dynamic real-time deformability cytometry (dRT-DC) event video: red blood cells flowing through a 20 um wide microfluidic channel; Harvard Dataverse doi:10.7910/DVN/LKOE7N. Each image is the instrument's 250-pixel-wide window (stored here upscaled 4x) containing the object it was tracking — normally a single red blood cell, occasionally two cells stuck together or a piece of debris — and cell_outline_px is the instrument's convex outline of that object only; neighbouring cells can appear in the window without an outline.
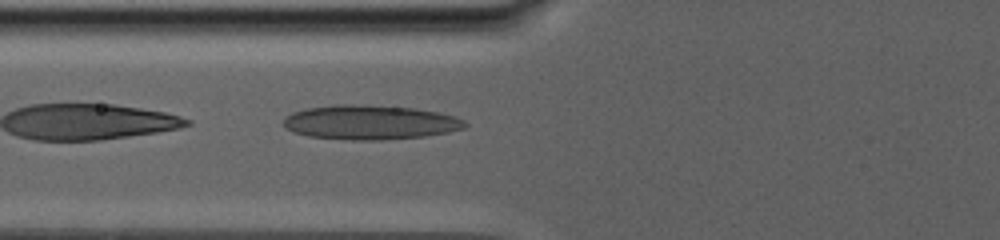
{"species": "human", "species_latin": "Homo sapiens", "temperature_condition": "warm", "stored_images_in_passage": 51, "camera_frame_rate_fps": 3000, "um_per_image_px": 0.085, "donor": {"sex": "male"}, "frame": {"image": 1, "passage_image": 5, "time_ms": 1.0, "image_size_px": [1000, 240], "cell_outline_px": [[468, 124], [464, 128], [448, 132], [424, 136], [380, 140], [352, 140], [308, 136], [296, 132], [288, 128], [284, 124], [284, 116], [292, 112], [308, 108], [332, 104], [356, 104], [416, 108], [456, 116], [464, 120]], "centroid_in_image_um": [31.47, 10.39], "position_along_channel_um": 94.3, "area_um2": 36.36}}
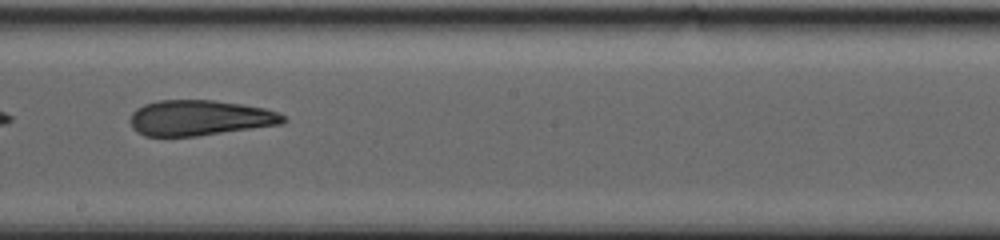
{"frame": {"image": 2, "passage_image": 21, "time_ms": 6.333, "image_size_px": [1000, 240], "cell_outline_px": [[288, 120], [284, 124], [196, 136], [144, 136], [136, 132], [132, 128], [132, 112], [136, 108], [144, 104], [156, 100], [212, 100], [240, 104], [264, 108], [276, 112], [284, 116]], "centroid_in_image_um": [16.98, 10.02], "position_along_channel_um": 231.2, "area_um2": 31.62}}
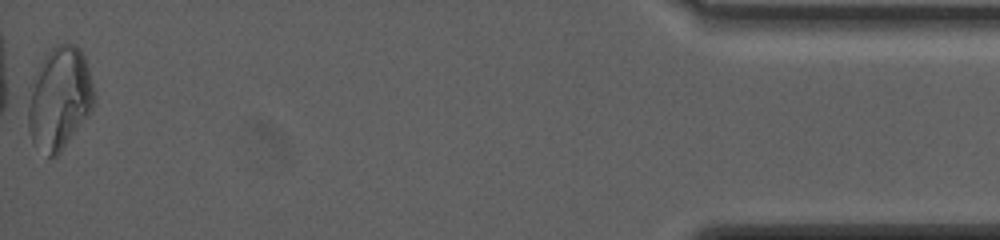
{"frame": {"image": 3, "passage_image": 51, "time_ms": 17.0, "image_size_px": [1000, 240], "cell_outline_px": [[96, 104], [92, 112], [60, 152], [56, 156], [48, 156], [32, 144], [28, 128], [28, 84], [48, 48], [64, 40], [76, 44], [80, 48], [84, 56], [88, 68], [96, 96]], "centroid_in_image_um": [5.04, 8.3], "position_along_channel_um": 430.2, "area_um2": 40.75}, "authors_computed_cell_mechanics": {"area_um2": 32.5992, "velocity_mm_per_s": 2.5697, "shape_relaxation_time_tau1_ms": null, "shape_relaxation_time_tau2_ms": 3.988, "deformation_change_tau1": null, "deformation_change_tau2": 0.1117}}